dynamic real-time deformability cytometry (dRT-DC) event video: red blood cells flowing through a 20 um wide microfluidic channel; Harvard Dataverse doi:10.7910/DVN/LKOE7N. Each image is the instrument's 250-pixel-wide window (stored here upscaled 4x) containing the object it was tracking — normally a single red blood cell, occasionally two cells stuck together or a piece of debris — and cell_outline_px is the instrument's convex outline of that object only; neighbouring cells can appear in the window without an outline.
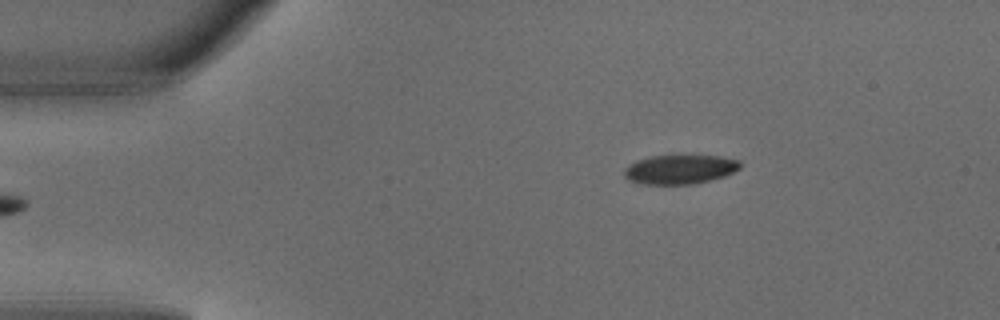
{"species": "common noctule bat (a hibernating species)", "species_latin": "Nyctalus noctula", "temperature_condition": "warm", "stored_images_in_passage": 4, "camera_frame_rate_fps": 3000, "um_per_image_px": 0.085, "animal": {"sex": "male", "body_mass_g": 18.8}, "frame": {"image": 1, "passage_image": 4, "time_ms": 1.0, "image_size_px": [1000, 320], "cell_outline_px": [[740, 168], [724, 176], [696, 184], [640, 184], [628, 180], [624, 176], [624, 168], [628, 164], [636, 160], [652, 156], [720, 156], [740, 160]], "centroid_in_image_um": [57.75, 14.4], "position_along_channel_um": 27.2, "area_um2": 19.77}}